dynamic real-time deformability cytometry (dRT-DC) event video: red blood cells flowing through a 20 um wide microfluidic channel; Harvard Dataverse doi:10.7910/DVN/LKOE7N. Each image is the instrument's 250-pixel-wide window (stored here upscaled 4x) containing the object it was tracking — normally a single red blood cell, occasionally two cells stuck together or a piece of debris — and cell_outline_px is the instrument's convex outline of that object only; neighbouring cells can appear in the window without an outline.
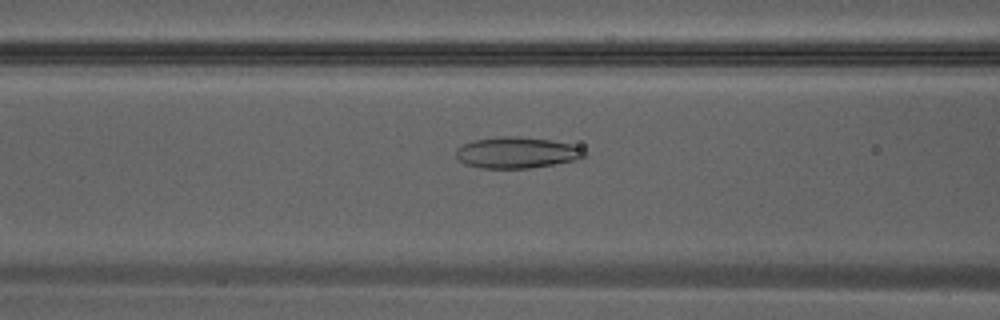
{"species": "Egyptian fruit bat (a non-hibernating species)", "species_latin": "Rousettus aegyptiacus", "temperature_condition": "warm", "stored_images_in_passage": 9, "camera_frame_rate_fps": 3000, "um_per_image_px": 0.085, "animal": {"sex": "male"}, "frame": {"image": 1, "passage_image": 7, "time_ms": 2.0, "image_size_px": [1000, 320], "cell_outline_px": [[584, 156], [576, 160], [528, 168], [480, 168], [464, 164], [456, 156], [456, 148], [472, 140], [504, 136], [516, 136], [552, 140], [568, 144], [580, 148], [584, 152]], "centroid_in_image_um": [43.86, 12.97], "position_along_channel_um": 122.7, "area_um2": 23.06}}